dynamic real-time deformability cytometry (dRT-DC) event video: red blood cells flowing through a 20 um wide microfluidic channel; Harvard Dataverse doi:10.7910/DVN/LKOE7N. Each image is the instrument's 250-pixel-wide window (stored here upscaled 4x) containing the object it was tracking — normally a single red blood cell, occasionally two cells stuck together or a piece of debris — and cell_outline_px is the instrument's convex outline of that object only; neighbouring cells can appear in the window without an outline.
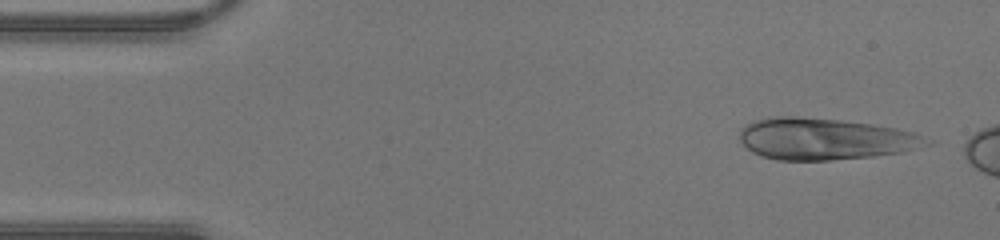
{"species": "human", "species_latin": "Homo sapiens", "temperature_condition": "warm", "stored_images_in_passage": 8, "camera_frame_rate_fps": 3000, "um_per_image_px": 0.085, "donor": {"sex": "male"}, "frame": {"image": 1, "passage_image": 3, "time_ms": 0.667, "image_size_px": [1000, 240], "cell_outline_px": [[932, 144], [900, 152], [872, 156], [832, 160], [776, 160], [760, 156], [752, 152], [740, 140], [740, 128], [744, 124], [752, 120], [768, 116], [796, 116], [840, 120], [872, 124], [896, 128], [912, 132], [924, 136], [932, 140]], "centroid_in_image_um": [70.06, 11.8], "position_along_channel_um": 14.9, "area_um2": 45.6}}